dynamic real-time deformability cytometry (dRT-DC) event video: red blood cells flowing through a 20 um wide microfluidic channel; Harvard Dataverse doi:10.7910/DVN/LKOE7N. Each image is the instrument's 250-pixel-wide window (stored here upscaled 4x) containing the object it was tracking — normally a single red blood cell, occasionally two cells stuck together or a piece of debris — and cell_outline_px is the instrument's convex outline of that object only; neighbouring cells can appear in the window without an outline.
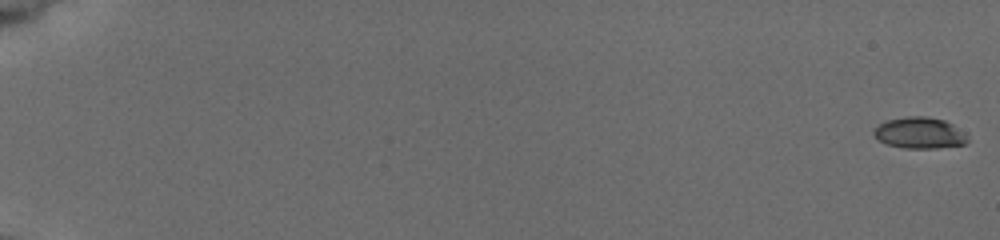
{"species": "common noctule bat (a hibernating species)", "species_latin": "Nyctalus noctula", "temperature_condition": "cold", "stored_images_in_passage": 58, "camera_frame_rate_fps": 3000, "um_per_image_px": 0.085, "animal": {"sex": "female", "body_mass_g": 19.5, "forearm_length_mm": 54.1}, "frame": {"image": 1, "passage_image": 1, "time_ms": 0.0, "image_size_px": [1000, 240], "cell_outline_px": [[968, 140], [964, 144], [936, 148], [904, 148], [884, 144], [872, 136], [872, 132], [884, 120], [908, 116], [928, 116], [944, 120], [952, 124], [964, 132], [968, 136]], "centroid_in_image_um": [78.13, 11.3], "position_along_channel_um": 6.9, "area_um2": 17.28}}
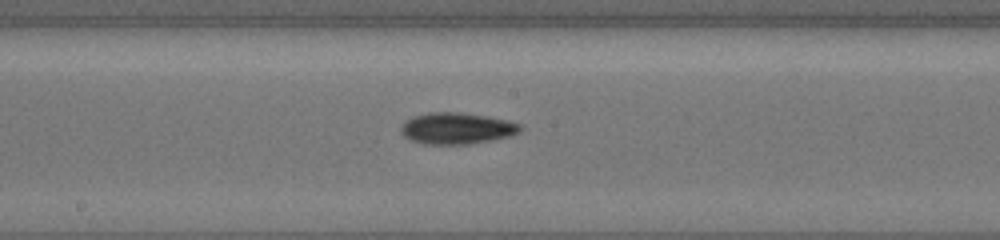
{"frame": {"image": 2, "passage_image": 34, "time_ms": 11.0, "image_size_px": [1000, 240], "cell_outline_px": [[524, 128], [520, 132], [508, 136], [492, 140], [468, 144], [424, 144], [412, 140], [404, 136], [400, 132], [400, 128], [412, 116], [428, 112], [460, 112], [488, 116], [508, 120], [520, 124]], "centroid_in_image_um": [38.85, 10.9], "position_along_channel_um": 209.4, "area_um2": 21.91}}
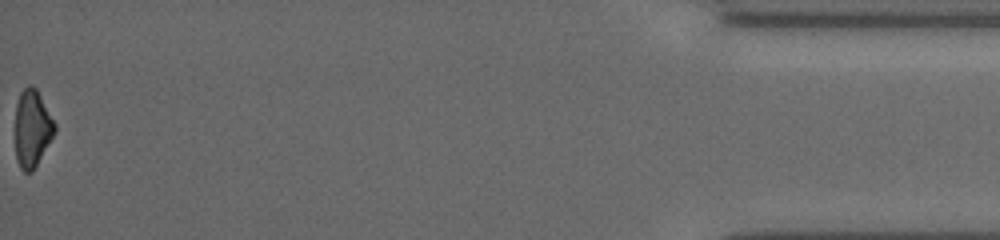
{"frame": {"image": 3, "passage_image": 58, "time_ms": 19.0, "image_size_px": [1000, 240], "cell_outline_px": [[56, 132], [32, 172], [24, 172], [20, 168], [16, 160], [16, 104], [20, 92], [28, 84], [32, 84], [36, 88], [56, 124]], "centroid_in_image_um": [2.74, 10.91], "position_along_channel_um": 432.5, "area_um2": 17.8}, "authors_computed_cell_mechanics": {"area_um2": 19.2763, "velocity_mm_per_s": 3.7968, "shape_relaxation_time_tau1_ms": 3.5415, "shape_relaxation_time_tau2_ms": 11.3641, "deformation_change_tau1": 0.1042, "deformation_change_tau2": 0.2009}}